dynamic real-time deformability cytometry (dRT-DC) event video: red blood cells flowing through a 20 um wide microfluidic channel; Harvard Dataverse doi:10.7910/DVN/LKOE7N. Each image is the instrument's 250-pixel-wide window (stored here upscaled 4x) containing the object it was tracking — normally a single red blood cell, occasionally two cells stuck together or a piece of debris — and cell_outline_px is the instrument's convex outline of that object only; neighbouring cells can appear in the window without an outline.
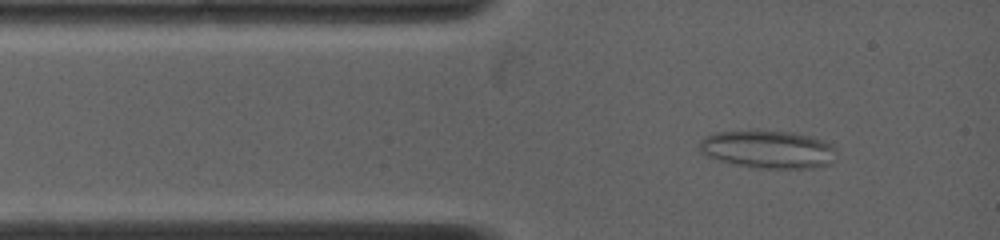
{"species": "common noctule bat (a hibernating species)", "species_latin": "Nyctalus noctula", "temperature_condition": "warm", "stored_images_in_passage": 69, "camera_frame_rate_fps": 5000, "um_per_image_px": 0.085, "animal": {"sex": "female", "body_mass_g": 19.0, "forearm_length_mm": 53.3}, "frame": {"image": 1, "passage_image": 6, "time_ms": 1.0, "image_size_px": [1000, 240], "cell_outline_px": [[832, 148], [828, 164], [812, 168], [760, 168], [736, 164], [720, 160], [708, 156], [700, 152], [700, 144], [704, 136], [716, 132], [792, 132], [808, 136], [820, 140], [828, 144]], "centroid_in_image_um": [65.19, 12.71], "position_along_channel_um": 19.8, "area_um2": 28.9}}
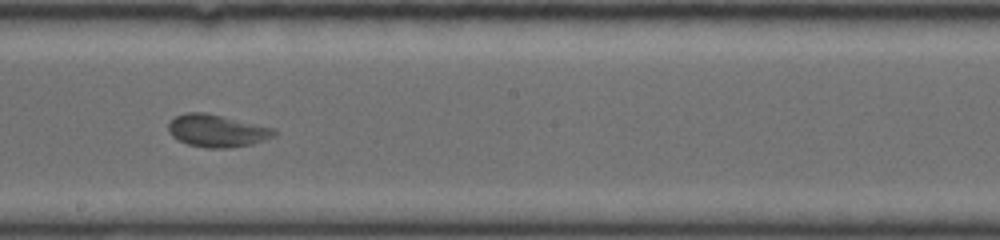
{"frame": {"image": 2, "passage_image": 35, "time_ms": 6.8, "image_size_px": [1000, 240], "cell_outline_px": [[276, 132], [272, 136], [252, 144], [224, 148], [208, 148], [188, 144], [172, 136], [168, 128], [168, 124], [176, 116], [184, 112], [208, 112], [272, 128]], "centroid_in_image_um": [18.39, 11.1], "position_along_channel_um": 229.8, "area_um2": 19.65}}
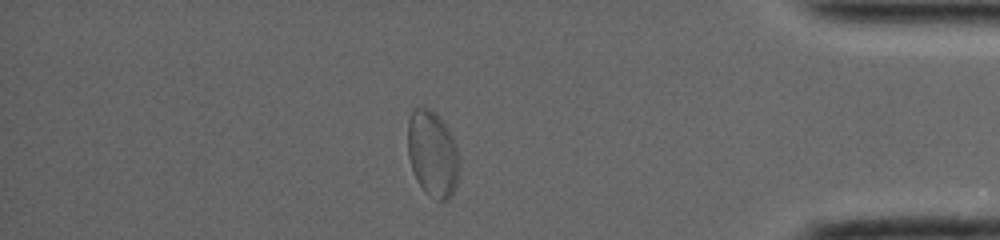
{"frame": {"image": 3, "passage_image": 61, "time_ms": 12.0, "image_size_px": [1000, 240], "cell_outline_px": [[460, 168], [456, 184], [452, 196], [448, 200], [436, 200], [424, 192], [416, 180], [408, 156], [408, 120], [412, 112], [416, 108], [424, 104], [436, 112], [440, 116], [452, 136], [460, 160]], "centroid_in_image_um": [36.77, 13.06], "position_along_channel_um": 398.4, "area_um2": 26.3}}